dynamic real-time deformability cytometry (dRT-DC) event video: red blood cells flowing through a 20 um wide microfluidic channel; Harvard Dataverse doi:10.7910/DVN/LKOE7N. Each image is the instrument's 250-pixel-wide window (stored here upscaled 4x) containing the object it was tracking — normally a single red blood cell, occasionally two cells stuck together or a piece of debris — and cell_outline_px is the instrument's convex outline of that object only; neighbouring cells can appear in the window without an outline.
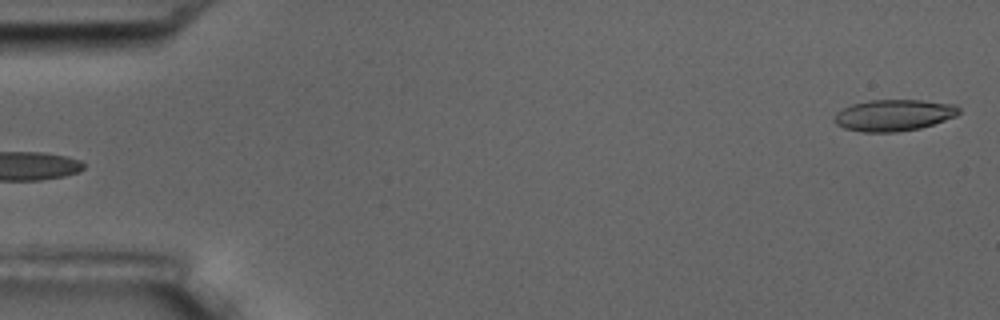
{"species": "common noctule bat (a hibernating species)", "species_latin": "Nyctalus noctula", "temperature_condition": "room temperature", "stored_images_in_passage": 4, "segment_of_instrument_passage": [2, 2], "camera_frame_rate_fps": 3000, "um_per_image_px": 0.085, "animal": {"sex": "male", "body_mass_g": 17.5, "forearm_length_mm": 52.3}, "frame": {"image": 1, "passage_image": 4, "time_ms": 3.667, "image_size_px": [1000, 320], "cell_outline_px": [[960, 112], [956, 116], [920, 128], [896, 132], [864, 132], [844, 128], [836, 124], [832, 120], [836, 112], [852, 104], [868, 100], [920, 100], [956, 104], [960, 108]], "centroid_in_image_um": [75.96, 9.79], "position_along_channel_um": 9.0, "area_um2": 22.89}}